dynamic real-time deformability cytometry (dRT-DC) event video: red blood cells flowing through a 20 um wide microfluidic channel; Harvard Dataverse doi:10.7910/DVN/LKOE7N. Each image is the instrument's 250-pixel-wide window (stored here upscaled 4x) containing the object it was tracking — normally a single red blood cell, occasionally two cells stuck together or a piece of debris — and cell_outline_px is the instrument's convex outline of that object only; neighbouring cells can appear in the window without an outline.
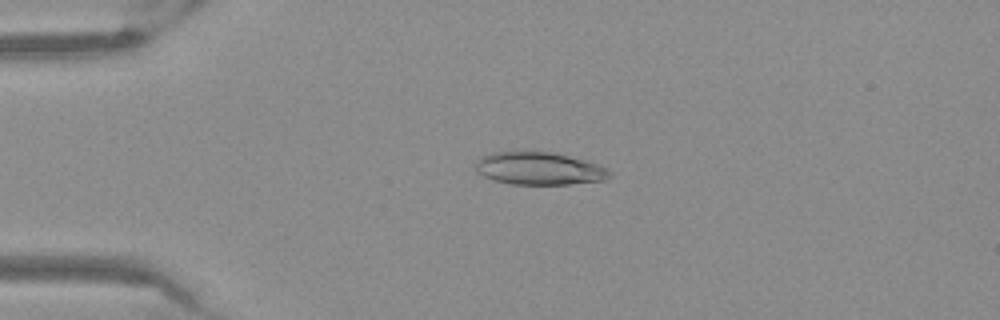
{"species": "Egyptian fruit bat (a non-hibernating species)", "species_latin": "Rousettus aegyptiacus", "temperature_condition": "warm", "stored_images_in_passage": 52, "camera_frame_rate_fps": 3000, "um_per_image_px": 0.085, "frame": {"image": 1, "passage_image": 12, "time_ms": 3.667, "image_size_px": [1000, 320], "cell_outline_px": [[612, 176], [604, 180], [568, 184], [512, 184], [492, 180], [476, 172], [472, 164], [480, 156], [492, 152], [552, 152], [584, 160], [596, 164], [612, 172]], "centroid_in_image_um": [45.75, 14.32], "position_along_channel_um": 39.2, "area_um2": 25.55}}
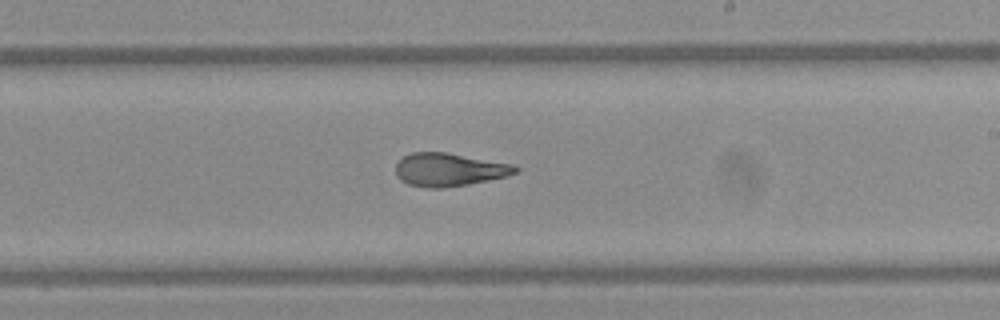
{"frame": {"image": 2, "passage_image": 31, "time_ms": 10.0, "image_size_px": [1000, 320], "cell_outline_px": [[520, 168], [516, 172], [504, 176], [488, 180], [468, 184], [440, 188], [428, 188], [408, 184], [400, 180], [396, 176], [396, 164], [404, 156], [412, 152], [448, 152], [512, 164]], "centroid_in_image_um": [38.14, 14.41], "position_along_channel_um": 250.9, "area_um2": 23.0}}
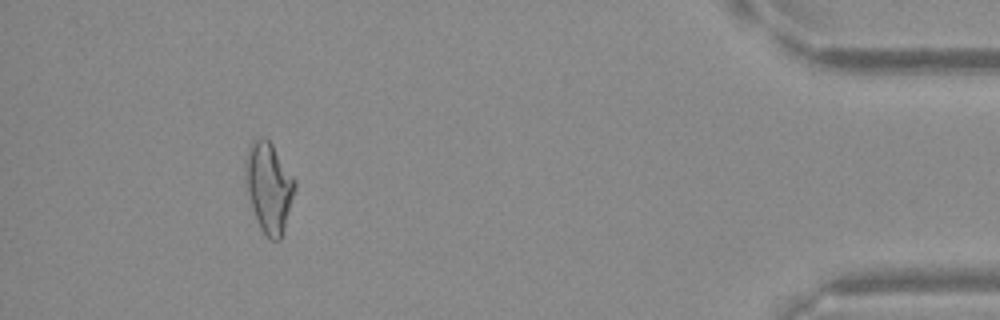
{"frame": {"image": 3, "passage_image": 48, "time_ms": 15.667, "image_size_px": [1000, 320], "cell_outline_px": [[296, 188], [284, 228], [280, 240], [272, 240], [260, 228], [252, 208], [248, 192], [244, 168], [244, 164], [248, 148], [252, 140], [264, 136], [272, 144], [296, 180]], "centroid_in_image_um": [22.86, 15.88], "position_along_channel_um": 412.3, "area_um2": 25.72}}